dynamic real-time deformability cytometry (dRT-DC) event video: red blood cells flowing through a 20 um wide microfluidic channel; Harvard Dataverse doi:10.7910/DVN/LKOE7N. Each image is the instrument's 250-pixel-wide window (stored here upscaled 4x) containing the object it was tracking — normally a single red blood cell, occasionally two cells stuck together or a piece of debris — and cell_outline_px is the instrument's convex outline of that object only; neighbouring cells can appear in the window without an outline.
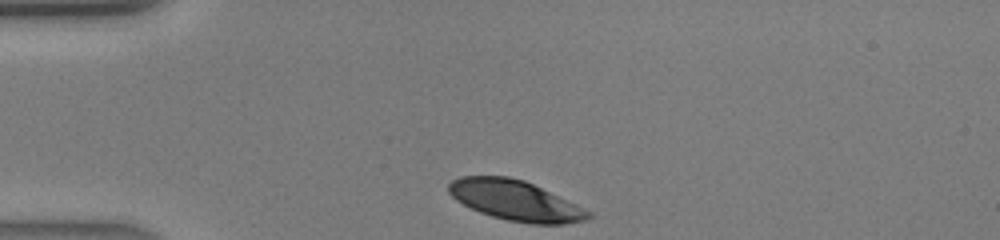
{"species": "human", "species_latin": "Homo sapiens", "temperature_condition": "warm", "stored_images_in_passage": 25, "camera_frame_rate_fps": 3000, "um_per_image_px": 0.085, "donor": {"sex": "male"}, "frame": {"image": 1, "passage_image": 1, "time_ms": 0.0, "image_size_px": [1000, 240], "cell_outline_px": [[592, 216], [588, 220], [564, 224], [532, 224], [508, 220], [492, 216], [480, 212], [456, 200], [448, 192], [448, 184], [452, 180], [460, 176], [508, 176], [524, 180], [592, 212]], "centroid_in_image_um": [43.8, 17.04], "position_along_channel_um": 41.2, "area_um2": 32.43}}
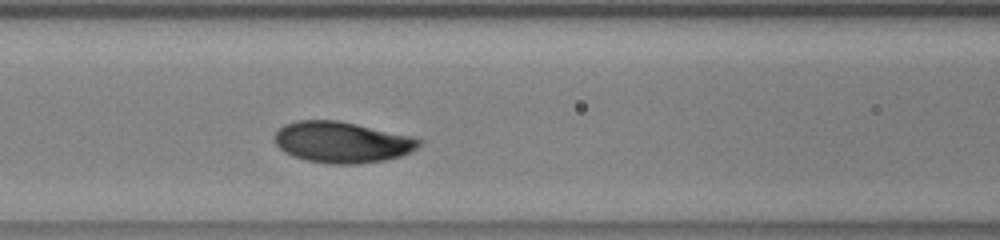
{"frame": {"image": 2, "passage_image": 9, "time_ms": 2.667, "image_size_px": [1000, 240], "cell_outline_px": [[424, 140], [416, 148], [404, 156], [384, 160], [356, 164], [328, 164], [308, 160], [292, 156], [284, 152], [276, 144], [276, 132], [284, 124], [296, 120], [336, 120], [420, 136]], "centroid_in_image_um": [29.16, 12.08], "position_along_channel_um": 137.4, "area_um2": 35.08}}
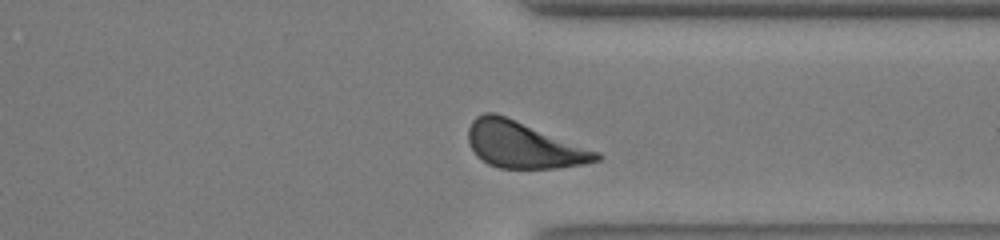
{"frame": {"image": 3, "passage_image": 23, "time_ms": 7.333, "image_size_px": [1000, 240], "cell_outline_px": [[604, 156], [600, 160], [584, 164], [556, 168], [500, 168], [488, 164], [476, 156], [468, 144], [468, 128], [472, 120], [476, 116], [484, 112], [496, 112], [600, 152]], "centroid_in_image_um": [44.48, 12.31], "position_along_channel_um": 366.9, "area_um2": 34.85}}